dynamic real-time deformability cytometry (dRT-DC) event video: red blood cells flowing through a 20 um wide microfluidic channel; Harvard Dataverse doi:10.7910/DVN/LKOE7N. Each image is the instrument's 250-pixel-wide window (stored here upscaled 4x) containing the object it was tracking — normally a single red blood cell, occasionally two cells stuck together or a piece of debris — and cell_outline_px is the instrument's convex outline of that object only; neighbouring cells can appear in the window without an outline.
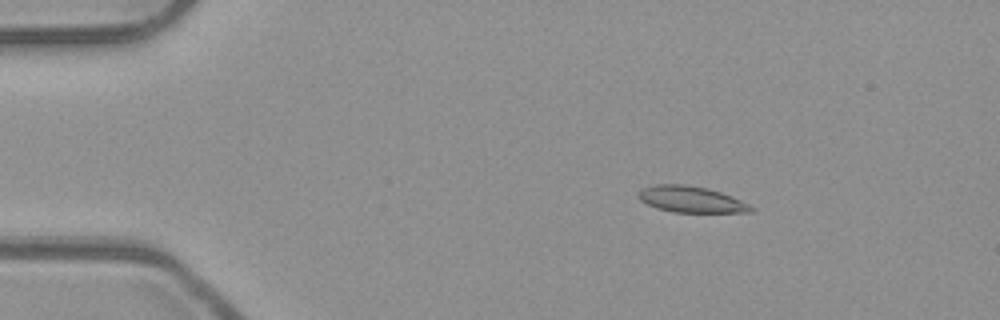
{"species": "common noctule bat (a hibernating species)", "species_latin": "Nyctalus noctula", "temperature_condition": "room temperature", "stored_images_in_passage": 53, "camera_frame_rate_fps": 3000, "um_per_image_px": 0.085, "animal": {"sex": "male", "body_mass_g": 23.1, "forearm_length_mm": 52.7}, "frame": {"image": 1, "passage_image": 9, "time_ms": 2.667, "image_size_px": [1000, 320], "cell_outline_px": [[756, 208], [752, 212], [672, 212], [656, 208], [640, 200], [640, 192], [644, 188], [656, 184], [688, 184], [708, 188], [732, 196]], "centroid_in_image_um": [58.78, 16.94], "position_along_channel_um": 26.2, "area_um2": 17.11}}
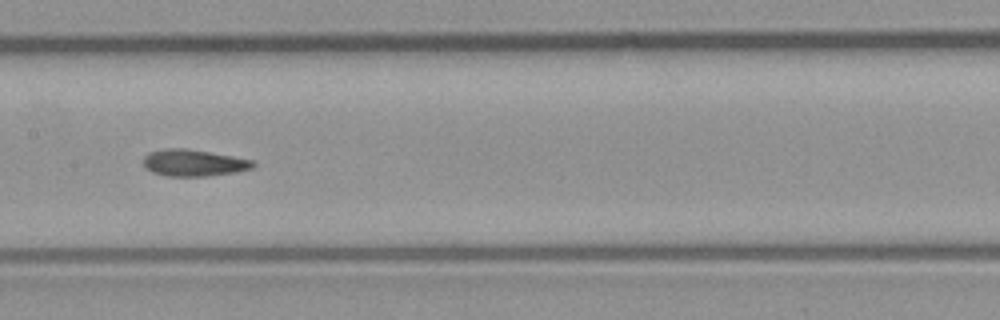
{"frame": {"image": 2, "passage_image": 27, "time_ms": 8.667, "image_size_px": [1000, 320], "cell_outline_px": [[256, 164], [252, 168], [236, 172], [204, 176], [168, 176], [152, 172], [144, 164], [144, 156], [148, 152], [164, 148], [184, 148], [232, 156], [252, 160]], "centroid_in_image_um": [16.45, 13.83], "position_along_channel_um": 191.0, "area_um2": 16.88}}
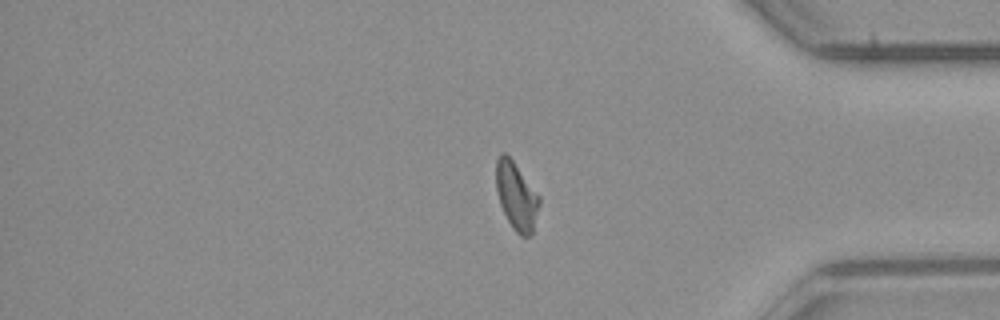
{"frame": {"image": 3, "passage_image": 44, "time_ms": 14.333, "image_size_px": [1000, 320], "cell_outline_px": [[540, 204], [532, 232], [528, 236], [520, 236], [512, 228], [500, 204], [496, 192], [496, 160], [500, 152], [504, 152], [512, 160], [540, 196]], "centroid_in_image_um": [43.88, 16.65], "position_along_channel_um": 391.3, "area_um2": 16.94}, "authors_computed_cell_mechanics": {"area_um2": 16.9354, "velocity_mm_per_s": 3.9343, "shape_relaxation_time_tau1_ms": 9.0761, "shape_relaxation_time_tau2_ms": 2.9209, "deformation_change_tau1": 0.2172, "deformation_change_tau2": 0.0738}}